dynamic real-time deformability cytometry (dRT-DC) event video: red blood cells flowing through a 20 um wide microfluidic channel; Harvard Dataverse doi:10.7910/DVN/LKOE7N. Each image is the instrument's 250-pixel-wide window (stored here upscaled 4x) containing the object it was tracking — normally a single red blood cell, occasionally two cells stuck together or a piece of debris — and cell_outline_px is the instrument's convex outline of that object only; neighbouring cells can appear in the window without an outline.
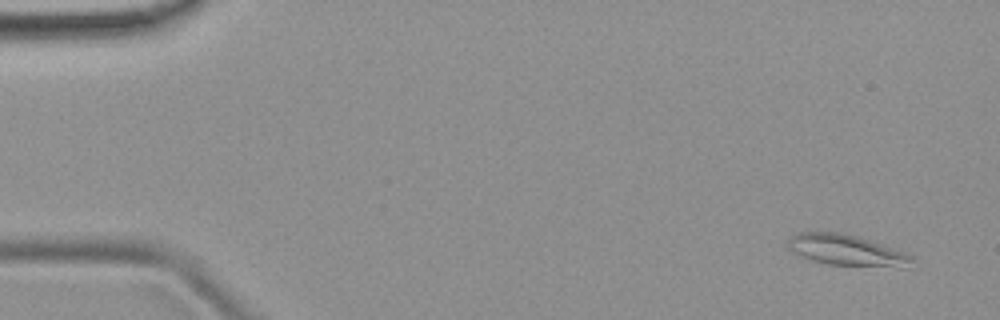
{"species": "common noctule bat (a hibernating species)", "species_latin": "Nyctalus noctula", "temperature_condition": "room temperature", "stored_images_in_passage": 50, "camera_frame_rate_fps": 3000, "um_per_image_px": 0.085, "animal": {"sex": "female", "body_mass_g": 19.9}, "frame": {"image": 1, "passage_image": 1, "time_ms": 0.0, "image_size_px": [1000, 320], "cell_outline_px": [[916, 260], [908, 268], [900, 268], [828, 264], [812, 260], [800, 256], [792, 252], [788, 248], [788, 240], [792, 236], [800, 232], [844, 232], [904, 252], [912, 256]], "centroid_in_image_um": [71.99, 21.29], "position_along_channel_um": 13.0, "area_um2": 22.48}}
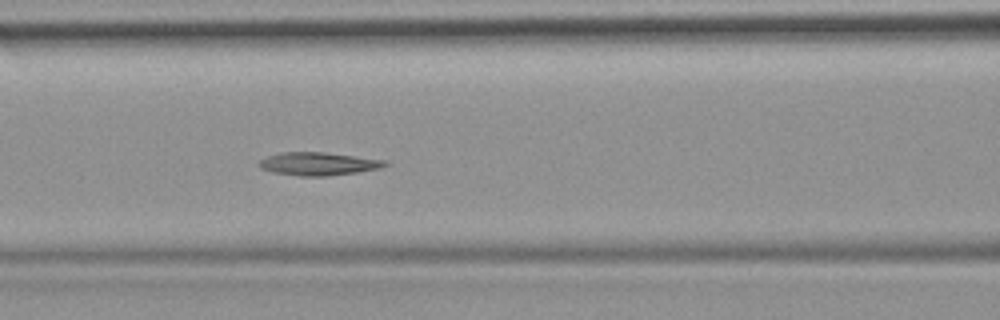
{"frame": {"image": 2, "passage_image": 20, "time_ms": 6.333, "image_size_px": [1000, 320], "cell_outline_px": [[388, 164], [380, 168], [356, 172], [328, 176], [300, 176], [272, 172], [260, 168], [256, 164], [260, 160], [268, 156], [280, 152], [324, 152], [388, 160]], "centroid_in_image_um": [27.04, 13.92], "position_along_channel_um": 139.6, "area_um2": 16.99}}
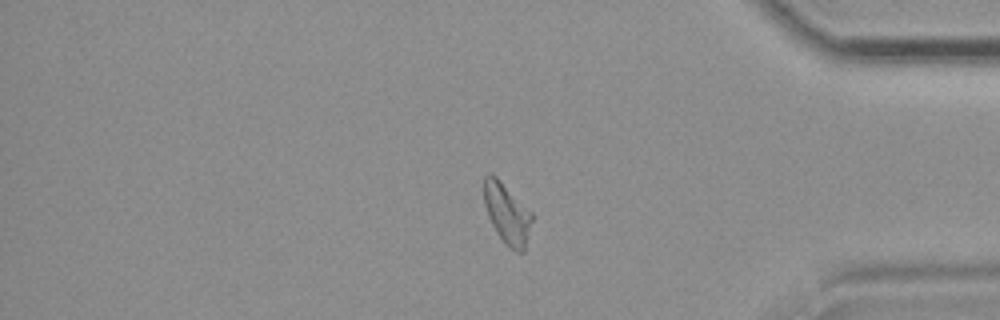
{"frame": {"image": 3, "passage_image": 41, "time_ms": 13.333, "image_size_px": [1000, 320], "cell_outline_px": [[532, 220], [524, 252], [516, 252], [508, 248], [504, 244], [496, 232], [488, 216], [484, 204], [484, 176], [488, 172], [496, 176], [532, 212]], "centroid_in_image_um": [43.09, 18.17], "position_along_channel_um": 392.1, "area_um2": 16.99}, "authors_computed_cell_mechanics": {"area_um2": 16.9932, "velocity_mm_per_s": 3.9447, "shape_relaxation_time_tau1_ms": null, "shape_relaxation_time_tau2_ms": 9.3457, "deformation_change_tau1": null, "deformation_change_tau2": 0.1928}}